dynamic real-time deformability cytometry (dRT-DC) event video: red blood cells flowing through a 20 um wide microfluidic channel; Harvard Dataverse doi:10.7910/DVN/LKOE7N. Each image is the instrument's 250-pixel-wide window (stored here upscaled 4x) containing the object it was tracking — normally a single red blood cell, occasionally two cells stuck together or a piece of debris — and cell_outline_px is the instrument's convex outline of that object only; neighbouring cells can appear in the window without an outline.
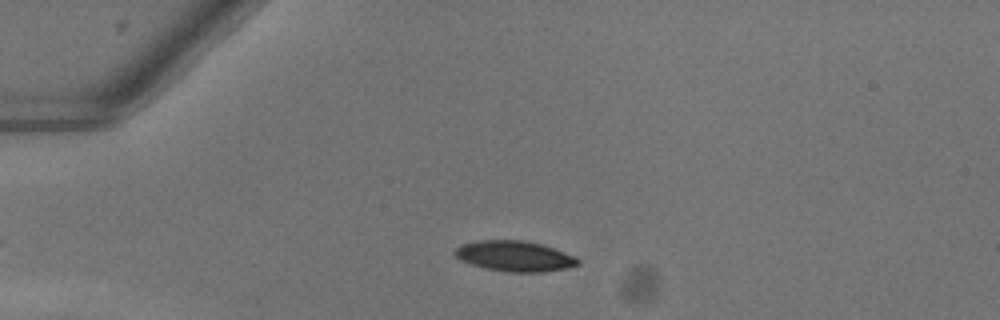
{"species": "common noctule bat (a hibernating species)", "species_latin": "Nyctalus noctula", "temperature_condition": "warm", "stored_images_in_passage": 40, "camera_frame_rate_fps": 3000, "um_per_image_px": 0.085, "animal": {"sex": "female"}, "frame": {"image": 1, "passage_image": 7, "time_ms": 2.0, "image_size_px": [1000, 320], "cell_outline_px": [[580, 264], [568, 268], [540, 272], [508, 272], [484, 268], [460, 260], [452, 252], [460, 244], [480, 240], [524, 240], [540, 244], [552, 248], [572, 256], [580, 260]], "centroid_in_image_um": [43.7, 21.77], "position_along_channel_um": 41.3, "area_um2": 21.73}}
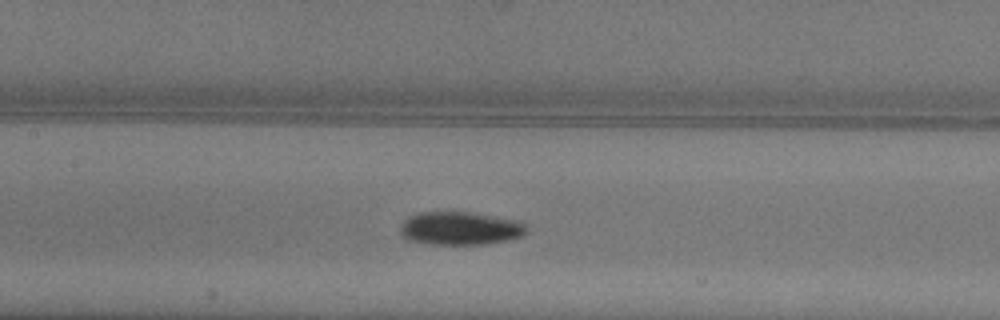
{"frame": {"image": 2, "passage_image": 19, "time_ms": 6.0, "image_size_px": [1000, 320], "cell_outline_px": [[528, 232], [524, 236], [508, 240], [484, 244], [428, 244], [408, 240], [400, 232], [400, 228], [404, 220], [420, 212], [472, 212], [520, 220], [528, 224]], "centroid_in_image_um": [39.21, 19.41], "position_along_channel_um": 168.2, "area_um2": 24.74}}
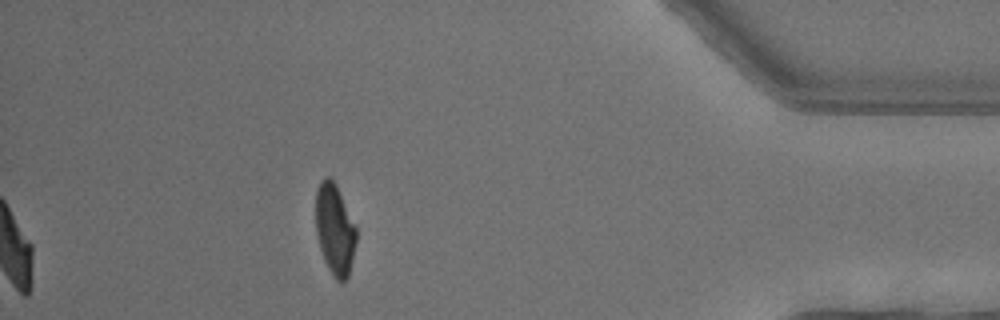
{"frame": {"image": 3, "passage_image": 40, "time_ms": 13.0, "image_size_px": [1000, 320], "cell_outline_px": [[356, 244], [348, 276], [344, 280], [336, 280], [332, 276], [324, 260], [320, 248], [316, 232], [316, 188], [320, 180], [324, 176], [328, 176], [336, 184], [356, 228]], "centroid_in_image_um": [28.44, 19.48], "position_along_channel_um": 406.8, "area_um2": 21.33}, "authors_computed_cell_mechanics": {"area_um2": 23.2645, "velocity_mm_per_s": 4.0572, "shape_relaxation_time_tau1_ms": 3.3932, "shape_relaxation_time_tau2_ms": 2.7642, "deformation_change_tau1": 0.1505, "deformation_change_tau2": 0.0749}}